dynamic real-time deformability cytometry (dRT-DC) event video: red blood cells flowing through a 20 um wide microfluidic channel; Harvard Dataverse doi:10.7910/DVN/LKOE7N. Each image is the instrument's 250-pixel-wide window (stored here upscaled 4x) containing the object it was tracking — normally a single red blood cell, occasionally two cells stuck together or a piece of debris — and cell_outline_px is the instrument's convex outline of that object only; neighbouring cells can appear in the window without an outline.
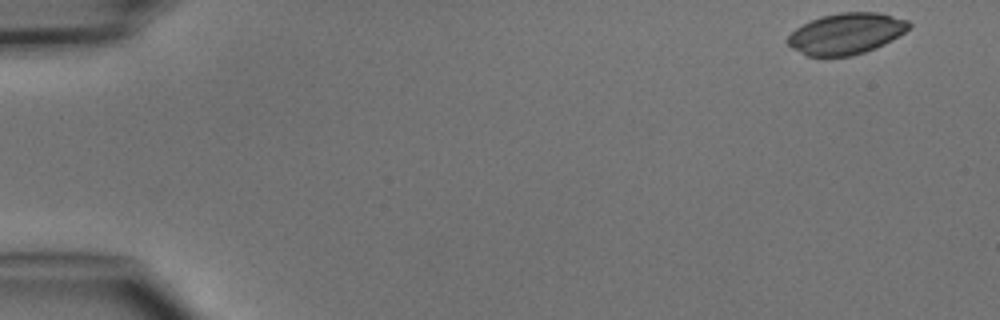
{"species": "common noctule bat (a hibernating species)", "species_latin": "Nyctalus noctula", "temperature_condition": "cold", "stored_images_in_passage": 4, "camera_frame_rate_fps": 3000, "um_per_image_px": 0.085, "animal": {"sex": "male", "body_mass_g": 15.6}, "frame": {"image": 1, "passage_image": 1, "time_ms": 0.0, "image_size_px": [1000, 320], "cell_outline_px": [[912, 24], [904, 32], [892, 40], [884, 44], [864, 52], [852, 56], [808, 56], [792, 48], [788, 44], [788, 36], [796, 28], [820, 16], [840, 12], [876, 12], [908, 20]], "centroid_in_image_um": [71.93, 2.85], "position_along_channel_um": 13.1, "area_um2": 28.78}}
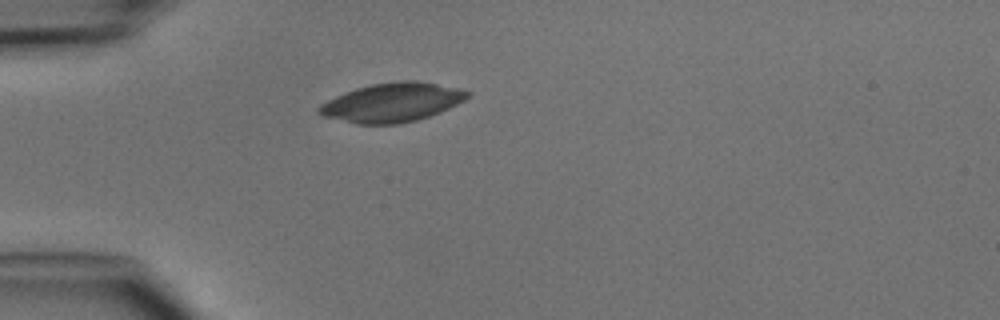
{"frame": {"image": 2, "passage_image": 4, "time_ms": 3.667, "image_size_px": [1000, 320], "cell_outline_px": [[472, 92], [464, 100], [440, 112], [416, 120], [396, 124], [356, 124], [324, 116], [316, 112], [316, 108], [320, 104], [344, 92], [356, 88], [372, 84], [400, 80], [416, 80], [460, 88]], "centroid_in_image_um": [33.31, 8.7], "position_along_channel_um": 51.7, "area_um2": 33.7}}